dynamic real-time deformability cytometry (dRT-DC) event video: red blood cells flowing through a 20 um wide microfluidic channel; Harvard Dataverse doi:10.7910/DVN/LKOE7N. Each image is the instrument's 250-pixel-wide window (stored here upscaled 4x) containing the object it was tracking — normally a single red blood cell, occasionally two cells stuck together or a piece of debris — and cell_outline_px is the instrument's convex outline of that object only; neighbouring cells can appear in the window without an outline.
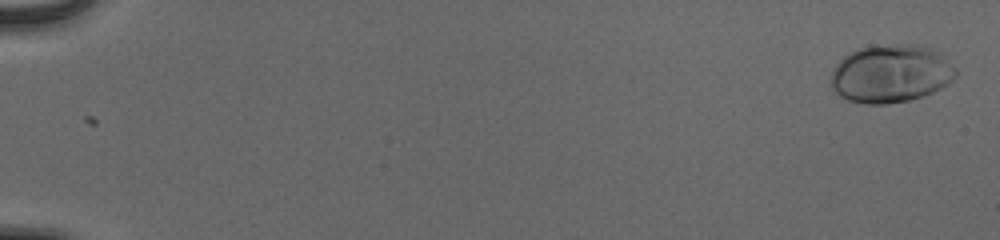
{"species": "human", "species_latin": "Homo sapiens", "temperature_condition": "cold", "stored_images_in_passage": 56, "camera_frame_rate_fps": 3000, "um_per_image_px": 0.085, "donor": {"sex": "male"}, "frame": {"image": 1, "passage_image": 2, "time_ms": 0.333, "image_size_px": [1000, 240], "cell_outline_px": [[956, 76], [948, 84], [924, 96], [908, 100], [884, 104], [864, 104], [848, 100], [840, 96], [832, 88], [832, 68], [848, 52], [856, 48], [904, 44], [920, 44], [932, 48], [940, 52], [956, 68]], "centroid_in_image_um": [75.73, 6.25], "position_along_channel_um": 9.3, "area_um2": 42.37}}
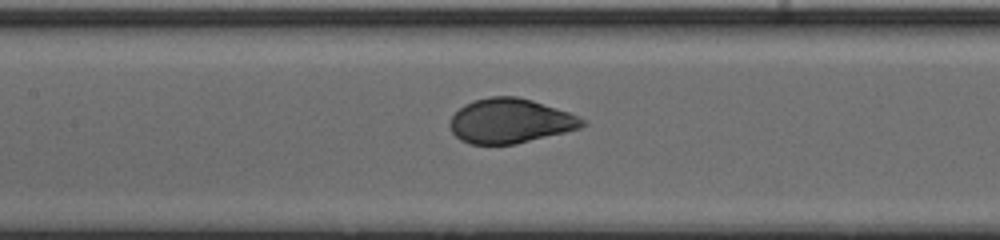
{"frame": {"image": 2, "passage_image": 29, "time_ms": 9.333, "image_size_px": [1000, 240], "cell_outline_px": [[588, 124], [580, 128], [516, 144], [468, 144], [460, 140], [452, 132], [448, 124], [452, 116], [464, 104], [472, 100], [492, 96], [516, 96], [532, 100], [568, 112], [584, 120]], "centroid_in_image_um": [43.33, 10.28], "position_along_channel_um": 164.1, "area_um2": 34.33}}
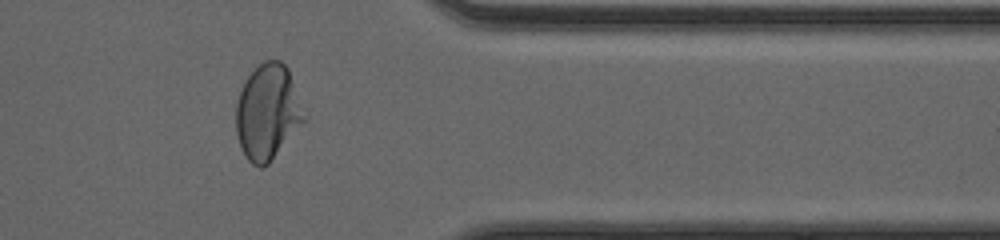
{"frame": {"image": 3, "passage_image": 47, "time_ms": 15.333, "image_size_px": [1000, 240], "cell_outline_px": [[308, 120], [268, 164], [260, 168], [252, 164], [248, 160], [240, 144], [236, 132], [236, 104], [244, 80], [264, 60], [280, 60], [288, 68]], "centroid_in_image_um": [22.78, 9.54], "position_along_channel_um": 388.6, "area_um2": 38.03}, "authors_computed_cell_mechanics": {"area_um2": 36.4718, "velocity_mm_per_s": 3.8887, "shape_relaxation_time_tau1_ms": 2.9557, "shape_relaxation_time_tau2_ms": null, "deformation_change_tau1": 0.1766, "deformation_change_tau2": null}}